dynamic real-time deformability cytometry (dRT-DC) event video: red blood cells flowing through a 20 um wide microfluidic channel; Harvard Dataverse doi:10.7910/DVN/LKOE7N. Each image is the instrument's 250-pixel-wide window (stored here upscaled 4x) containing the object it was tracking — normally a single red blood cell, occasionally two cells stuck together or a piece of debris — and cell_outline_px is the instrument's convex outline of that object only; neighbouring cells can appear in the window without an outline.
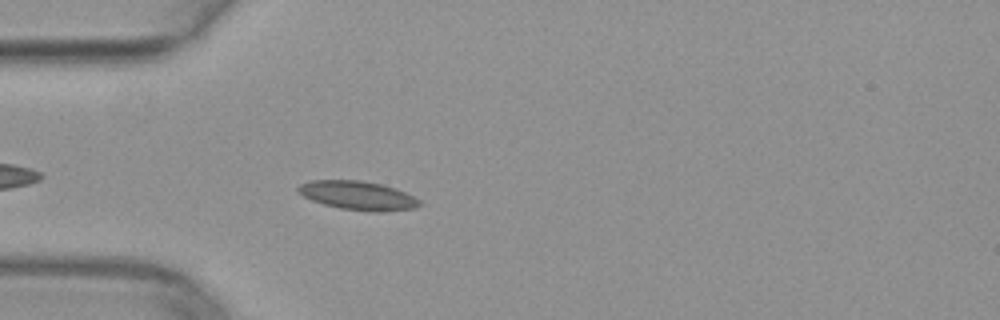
{"species": "common noctule bat (a hibernating species)", "species_latin": "Nyctalus noctula", "temperature_condition": "warm", "stored_images_in_passage": 40, "camera_frame_rate_fps": 3000, "um_per_image_px": 0.085, "animal": {"sex": "female", "body_mass_g": 29.2, "forearm_length_mm": 56.3}, "frame": {"image": 1, "passage_image": 4, "time_ms": 1.0, "image_size_px": [1000, 320], "cell_outline_px": [[424, 204], [416, 208], [376, 212], [368, 212], [340, 208], [324, 204], [312, 200], [296, 192], [296, 188], [300, 184], [312, 180], [360, 180], [380, 184], [396, 188], [420, 200]], "centroid_in_image_um": [30.42, 16.62], "position_along_channel_um": 54.6, "area_um2": 20.46}}
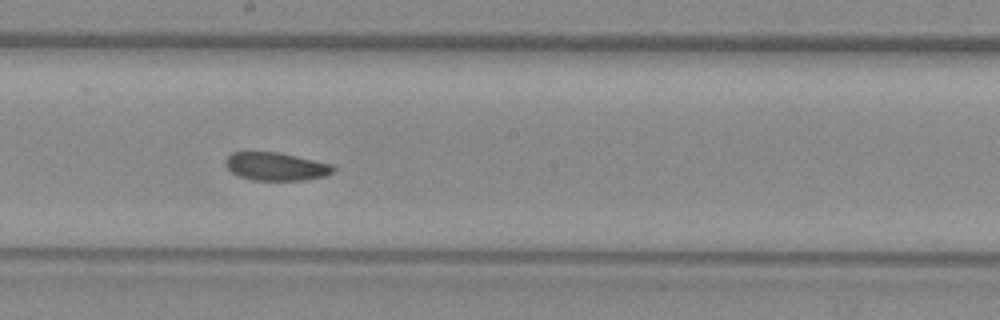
{"frame": {"image": 2, "passage_image": 17, "time_ms": 5.333, "image_size_px": [1000, 320], "cell_outline_px": [[336, 172], [324, 176], [304, 180], [252, 180], [240, 176], [232, 172], [224, 164], [224, 160], [232, 152], [276, 152], [296, 156], [332, 164], [336, 168]], "centroid_in_image_um": [23.47, 14.15], "position_along_channel_um": 224.7, "area_um2": 17.63}}
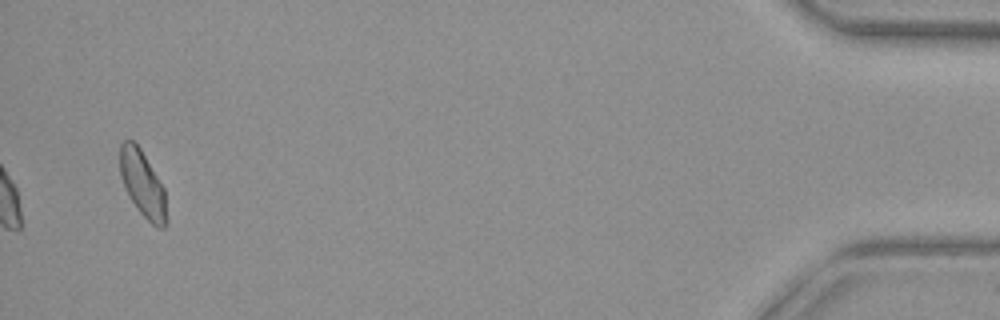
{"frame": {"image": 3, "passage_image": 38, "time_ms": 12.333, "image_size_px": [1000, 320], "cell_outline_px": [[168, 224], [164, 228], [156, 228], [136, 208], [124, 188], [120, 176], [120, 144], [124, 140], [132, 140], [140, 148], [164, 188], [168, 220]], "centroid_in_image_um": [12.13, 15.68], "position_along_channel_um": 423.1, "area_um2": 18.09}}